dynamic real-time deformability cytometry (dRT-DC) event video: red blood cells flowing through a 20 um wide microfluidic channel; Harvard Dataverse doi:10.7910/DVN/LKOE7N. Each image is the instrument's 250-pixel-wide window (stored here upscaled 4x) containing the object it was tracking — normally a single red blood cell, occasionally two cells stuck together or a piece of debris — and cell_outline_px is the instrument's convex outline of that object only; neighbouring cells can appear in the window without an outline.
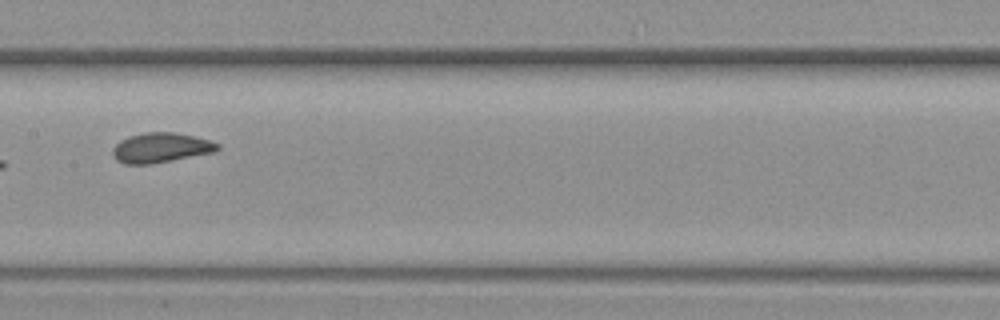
{"species": "common noctule bat (a hibernating species)", "species_latin": "Nyctalus noctula", "temperature_condition": "warm", "stored_images_in_passage": 17, "camera_frame_rate_fps": 3000, "um_per_image_px": 0.085, "animal": {"sex": "female", "body_mass_g": 19.3, "forearm_length_mm": 54.1}, "frame": {"image": 1, "passage_image": 8, "time_ms": 2.333, "image_size_px": [1000, 320], "cell_outline_px": [[220, 148], [216, 152], [172, 160], [148, 164], [124, 164], [116, 160], [112, 156], [112, 148], [120, 140], [128, 136], [144, 132], [172, 132], [192, 136], [208, 140], [220, 144]], "centroid_in_image_um": [13.64, 12.56], "position_along_channel_um": 193.8, "area_um2": 18.26}}